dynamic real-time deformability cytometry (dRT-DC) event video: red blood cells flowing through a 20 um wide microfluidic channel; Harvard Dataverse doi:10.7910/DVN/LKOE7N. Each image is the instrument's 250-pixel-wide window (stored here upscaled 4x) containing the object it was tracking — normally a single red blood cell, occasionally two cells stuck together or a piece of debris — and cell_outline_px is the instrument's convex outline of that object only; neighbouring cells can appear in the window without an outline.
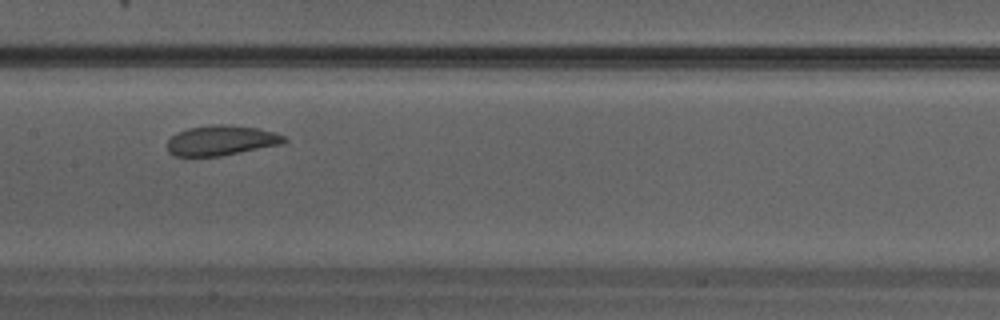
{"species": "Egyptian fruit bat (a non-hibernating species)", "species_latin": "Rousettus aegyptiacus", "temperature_condition": "warm", "stored_images_in_passage": 23, "camera_frame_rate_fps": 3000, "um_per_image_px": 0.085, "animal": {"sex": "male"}, "frame": {"image": 1, "passage_image": 10, "time_ms": 3.0, "image_size_px": [1000, 320], "cell_outline_px": [[288, 140], [284, 144], [220, 156], [176, 156], [168, 152], [168, 140], [172, 136], [188, 128], [212, 124], [224, 124], [256, 128], [276, 132], [284, 136]], "centroid_in_image_um": [18.85, 11.94], "position_along_channel_um": 188.6, "area_um2": 20.46}}